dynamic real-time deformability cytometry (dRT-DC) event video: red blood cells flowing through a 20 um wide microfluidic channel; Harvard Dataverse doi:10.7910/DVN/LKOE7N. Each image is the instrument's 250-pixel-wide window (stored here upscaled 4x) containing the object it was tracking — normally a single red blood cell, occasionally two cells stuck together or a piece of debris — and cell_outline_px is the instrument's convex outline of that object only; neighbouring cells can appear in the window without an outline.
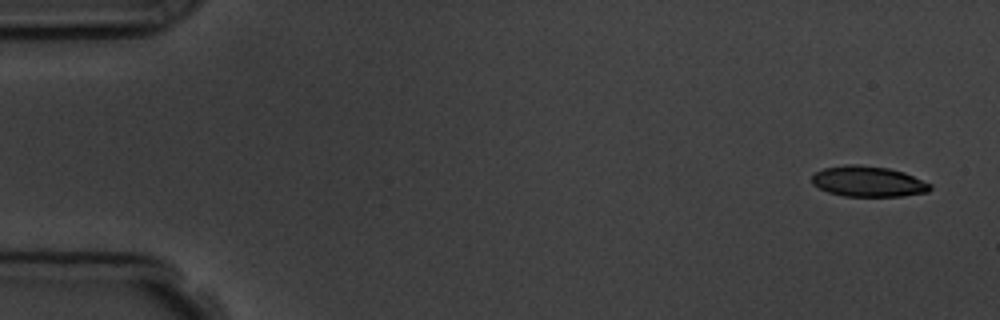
{"species": "common noctule bat (a hibernating species)", "species_latin": "Nyctalus noctula", "temperature_condition": "room temperature", "stored_images_in_passage": 4, "camera_frame_rate_fps": 3000, "um_per_image_px": 0.085, "animal": {"sex": "male", "body_mass_g": 19.5, "forearm_length_mm": 54.6}, "frame": {"image": 1, "passage_image": 1, "time_ms": 0.0, "image_size_px": [1000, 320], "cell_outline_px": [[932, 188], [928, 192], [904, 196], [844, 196], [828, 192], [812, 184], [812, 176], [816, 172], [824, 168], [848, 164], [856, 164], [888, 168], [904, 172], [932, 184]], "centroid_in_image_um": [73.82, 15.43], "position_along_channel_um": 11.2, "area_um2": 21.1}}
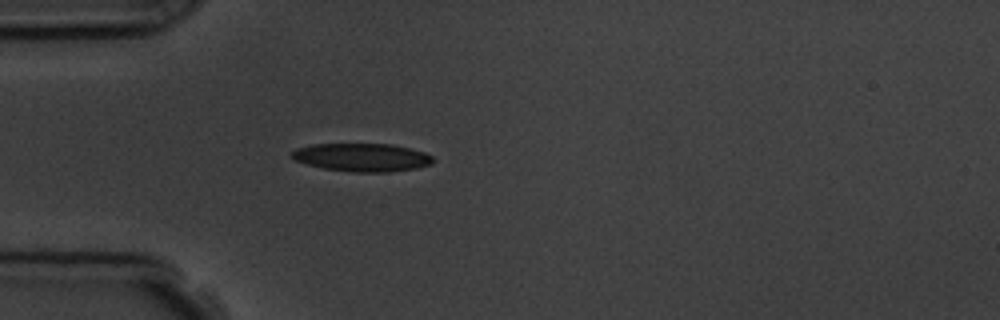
{"frame": {"image": 2, "passage_image": 4, "time_ms": 4.333, "image_size_px": [1000, 320], "cell_outline_px": [[432, 164], [416, 168], [388, 172], [352, 172], [324, 168], [308, 164], [296, 160], [292, 156], [292, 152], [296, 148], [312, 144], [392, 144], [424, 152], [432, 156]], "centroid_in_image_um": [30.78, 13.37], "position_along_channel_um": 54.2, "area_um2": 22.95}}